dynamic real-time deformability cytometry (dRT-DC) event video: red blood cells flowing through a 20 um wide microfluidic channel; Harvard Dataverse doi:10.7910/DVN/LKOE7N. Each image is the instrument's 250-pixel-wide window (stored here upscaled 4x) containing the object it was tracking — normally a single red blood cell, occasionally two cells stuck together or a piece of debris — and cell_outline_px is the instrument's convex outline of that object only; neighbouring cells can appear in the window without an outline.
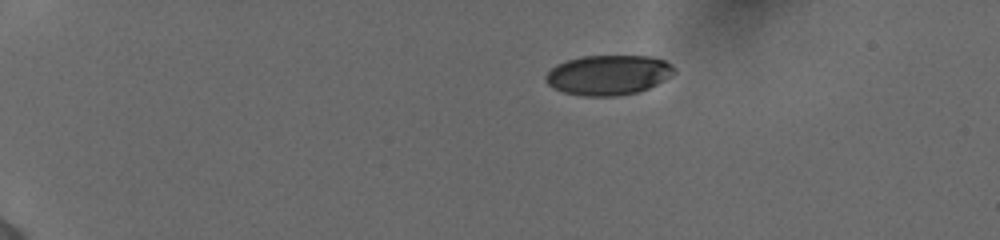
{"species": "human", "species_latin": "Homo sapiens", "temperature_condition": "cold", "stored_images_in_passage": 38, "camera_frame_rate_fps": 3000, "um_per_image_px": 0.085, "donor": {"sex": "female"}, "frame": {"image": 1, "passage_image": 1, "time_ms": 0.0, "image_size_px": [1000, 240], "cell_outline_px": [[676, 72], [672, 76], [648, 88], [636, 92], [616, 96], [584, 96], [564, 92], [548, 84], [544, 80], [544, 76], [556, 64], [580, 56], [652, 56], [664, 60], [672, 64], [676, 68]], "centroid_in_image_um": [51.73, 6.36], "position_along_channel_um": 33.3, "area_um2": 29.94}}
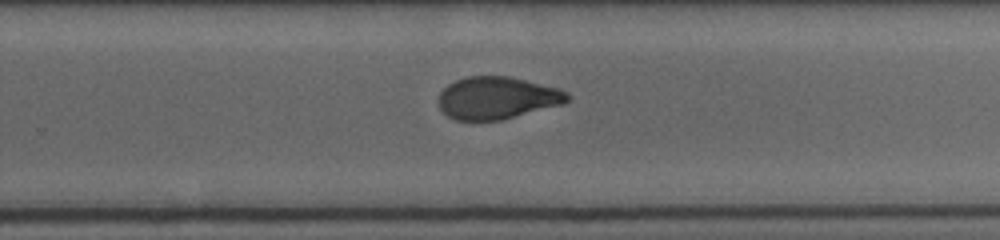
{"frame": {"image": 2, "passage_image": 19, "time_ms": 9.0, "image_size_px": [1000, 240], "cell_outline_px": [[568, 100], [564, 104], [500, 120], [456, 120], [448, 116], [440, 108], [440, 92], [448, 84], [456, 80], [468, 76], [508, 76], [560, 88], [568, 92]], "centroid_in_image_um": [42.28, 8.32], "position_along_channel_um": 287.5, "area_um2": 31.62}}
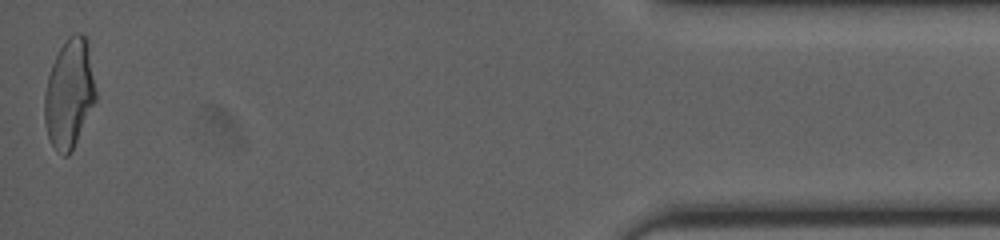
{"frame": {"image": 3, "passage_image": 37, "time_ms": 14.333, "image_size_px": [1000, 240], "cell_outline_px": [[96, 100], [68, 156], [64, 156], [56, 152], [48, 136], [44, 124], [44, 92], [48, 76], [52, 64], [60, 48], [68, 36], [76, 32], [84, 32], [88, 40], [96, 92]], "centroid_in_image_um": [5.88, 7.91], "position_along_channel_um": 429.3, "area_um2": 32.6}, "authors_computed_cell_mechanics": {"area_um2": 32.4258, "velocity_mm_per_s": 3.8856, "shape_relaxation_time_tau1_ms": 10.3674, "shape_relaxation_time_tau2_ms": 1.6694, "deformation_change_tau1": 0.27, "deformation_change_tau2": 0.0673}}